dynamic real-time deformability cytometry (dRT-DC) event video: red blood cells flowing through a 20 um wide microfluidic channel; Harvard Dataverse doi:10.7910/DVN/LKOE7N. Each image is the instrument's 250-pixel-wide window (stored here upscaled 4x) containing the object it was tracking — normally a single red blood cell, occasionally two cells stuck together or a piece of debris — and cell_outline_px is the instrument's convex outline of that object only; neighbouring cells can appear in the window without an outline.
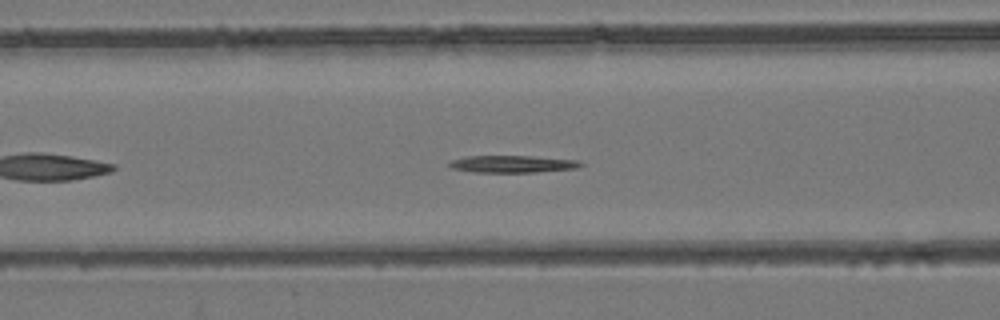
{"species": "common noctule bat (a hibernating species)", "species_latin": "Nyctalus noctula", "temperature_condition": "room temperature", "stored_images_in_passage": 41, "camera_frame_rate_fps": 3000, "um_per_image_px": 0.085, "animal": {"sex": "female", "body_mass_g": 24.6, "forearm_length_mm": 56.2}, "frame": {"image": 1, "passage_image": 9, "time_ms": 2.667, "image_size_px": [1000, 320], "cell_outline_px": [[584, 164], [576, 168], [536, 172], [476, 172], [452, 168], [448, 164], [452, 160], [464, 156], [532, 156], [580, 160]], "centroid_in_image_um": [43.59, 13.93], "position_along_channel_um": 123.0, "area_um2": 13.06}}
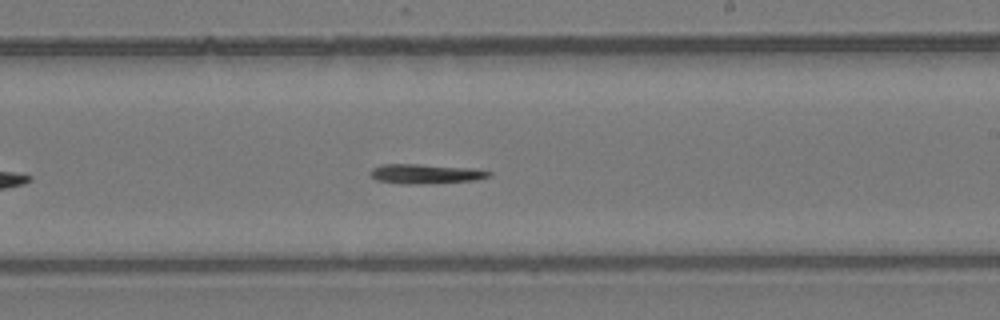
{"frame": {"image": 2, "passage_image": 19, "time_ms": 6.0, "image_size_px": [1000, 320], "cell_outline_px": [[492, 176], [476, 180], [424, 184], [408, 184], [376, 180], [368, 172], [372, 168], [380, 164], [416, 164], [480, 168], [492, 172]], "centroid_in_image_um": [36.23, 14.76], "position_along_channel_um": 252.8, "area_um2": 13.81}}
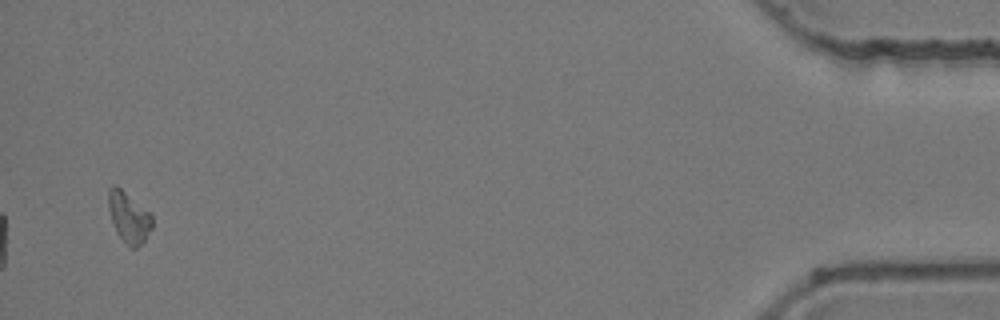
{"frame": {"image": 3, "passage_image": 39, "time_ms": 12.667, "image_size_px": [1000, 320], "cell_outline_px": [[152, 228], [144, 240], [136, 248], [132, 248], [124, 244], [116, 232], [108, 208], [108, 188], [112, 184], [116, 184], [152, 212]], "centroid_in_image_um": [10.95, 18.43], "position_along_channel_um": 424.3, "area_um2": 13.29}}